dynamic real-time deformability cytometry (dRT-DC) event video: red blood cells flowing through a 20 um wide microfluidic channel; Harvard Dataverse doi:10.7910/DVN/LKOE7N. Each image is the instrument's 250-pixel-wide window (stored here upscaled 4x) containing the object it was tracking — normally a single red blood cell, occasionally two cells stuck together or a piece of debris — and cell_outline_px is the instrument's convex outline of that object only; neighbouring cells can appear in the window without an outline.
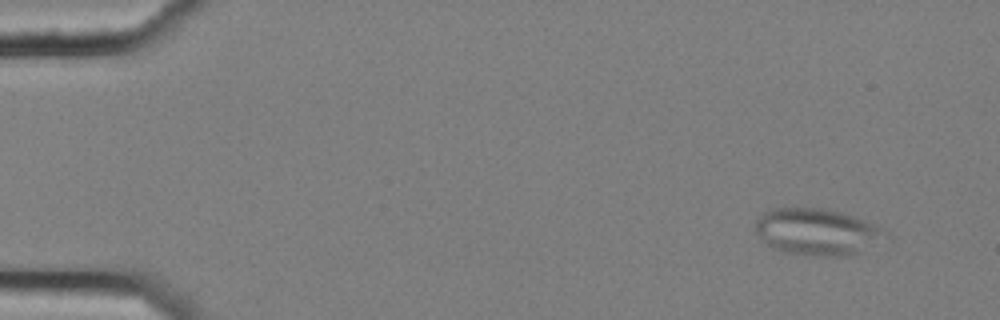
{"species": "common noctule bat (a hibernating species)", "species_latin": "Nyctalus noctula", "temperature_condition": "cold", "stored_images_in_passage": 4, "camera_frame_rate_fps": 3000, "um_per_image_px": 0.085, "animal": {"sex": "female", "body_mass_g": 25.1}, "frame": {"image": 1, "passage_image": 1, "time_ms": 0.0, "image_size_px": [1000, 320], "cell_outline_px": [[892, 240], [852, 256], [816, 256], [780, 252], [764, 244], [756, 232], [756, 220], [764, 212], [772, 208], [828, 208], [864, 220], [884, 228], [892, 236]], "centroid_in_image_um": [69.56, 19.74], "position_along_channel_um": 15.4, "area_um2": 36.53}}
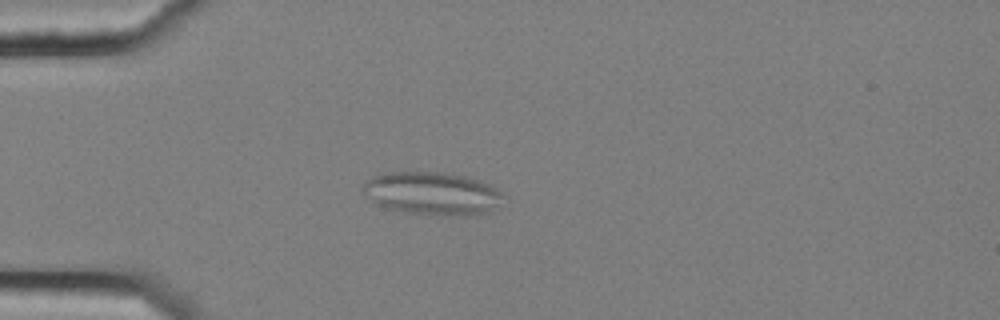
{"frame": {"image": 2, "passage_image": 4, "time_ms": 1.0, "image_size_px": [1000, 320], "cell_outline_px": [[504, 196], [488, 212], [460, 216], [428, 216], [384, 208], [376, 204], [360, 192], [360, 188], [372, 176], [388, 172], [452, 172], [468, 176], [480, 180], [504, 192]], "centroid_in_image_um": [36.69, 16.44], "position_along_channel_um": 48.3, "area_um2": 35.78}}